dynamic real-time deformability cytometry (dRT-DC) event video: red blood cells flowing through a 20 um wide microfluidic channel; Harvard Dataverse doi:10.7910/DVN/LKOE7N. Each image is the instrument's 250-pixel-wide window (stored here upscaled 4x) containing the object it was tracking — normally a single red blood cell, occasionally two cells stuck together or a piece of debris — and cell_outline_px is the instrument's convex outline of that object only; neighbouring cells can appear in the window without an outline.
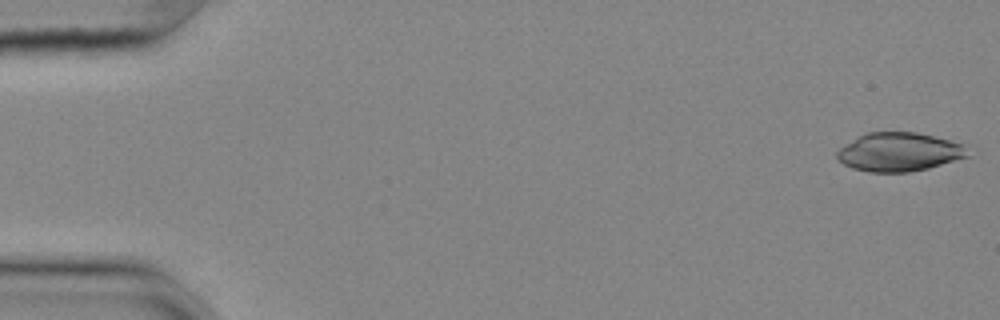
{"species": "common noctule bat (a hibernating species)", "species_latin": "Nyctalus noctula", "temperature_condition": "cold", "stored_images_in_passage": 55, "camera_frame_rate_fps": 3000, "um_per_image_px": 0.085, "animal": {"sex": "female", "body_mass_g": 25.1}, "frame": {"image": 1, "passage_image": 1, "time_ms": 0.0, "image_size_px": [1000, 320], "cell_outline_px": [[968, 156], [928, 168], [908, 172], [868, 172], [852, 168], [844, 164], [836, 156], [836, 152], [840, 148], [860, 136], [868, 132], [916, 132], [948, 140], [960, 144]], "centroid_in_image_um": [76.36, 12.93], "position_along_channel_um": 8.6, "area_um2": 28.78}}
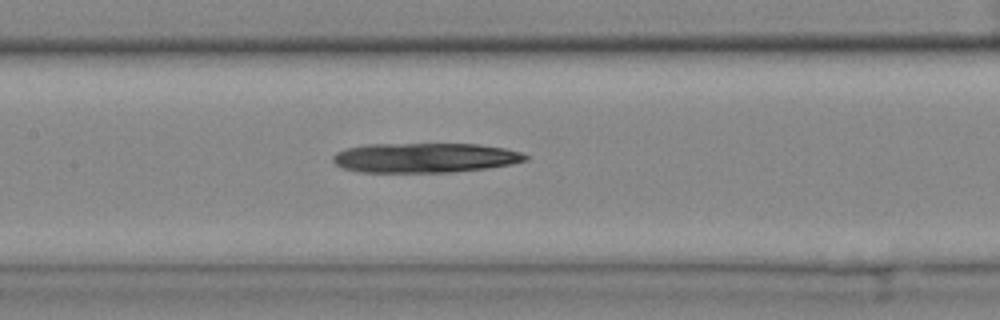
{"frame": {"image": 2, "passage_image": 26, "time_ms": 8.333, "image_size_px": [1000, 320], "cell_outline_px": [[528, 160], [512, 164], [488, 168], [452, 172], [360, 172], [344, 168], [336, 164], [332, 160], [332, 156], [336, 152], [348, 148], [368, 144], [480, 144], [504, 148], [520, 152], [528, 156]], "centroid_in_image_um": [36.13, 13.41], "position_along_channel_um": 171.3, "area_um2": 33.35}}
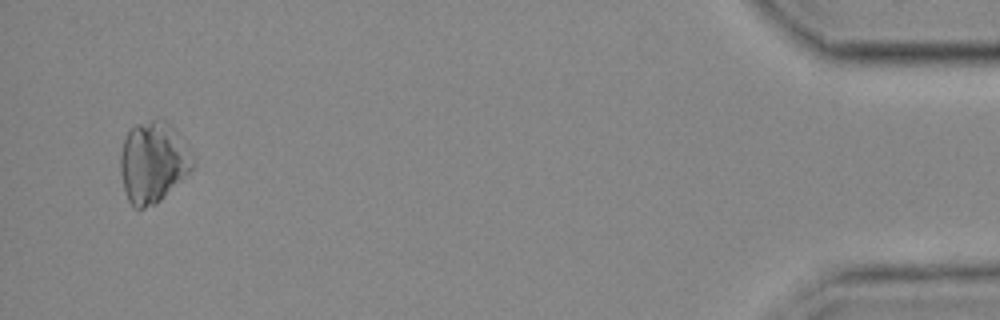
{"frame": {"image": 3, "passage_image": 53, "time_ms": 17.333, "image_size_px": [1000, 320], "cell_outline_px": [[196, 164], [156, 204], [144, 208], [132, 208], [128, 200], [124, 188], [120, 172], [120, 152], [128, 128], [136, 124], [152, 120], [164, 120], [172, 124], [192, 152], [196, 160]], "centroid_in_image_um": [13.01, 13.76], "position_along_channel_um": 422.2, "area_um2": 34.39}}